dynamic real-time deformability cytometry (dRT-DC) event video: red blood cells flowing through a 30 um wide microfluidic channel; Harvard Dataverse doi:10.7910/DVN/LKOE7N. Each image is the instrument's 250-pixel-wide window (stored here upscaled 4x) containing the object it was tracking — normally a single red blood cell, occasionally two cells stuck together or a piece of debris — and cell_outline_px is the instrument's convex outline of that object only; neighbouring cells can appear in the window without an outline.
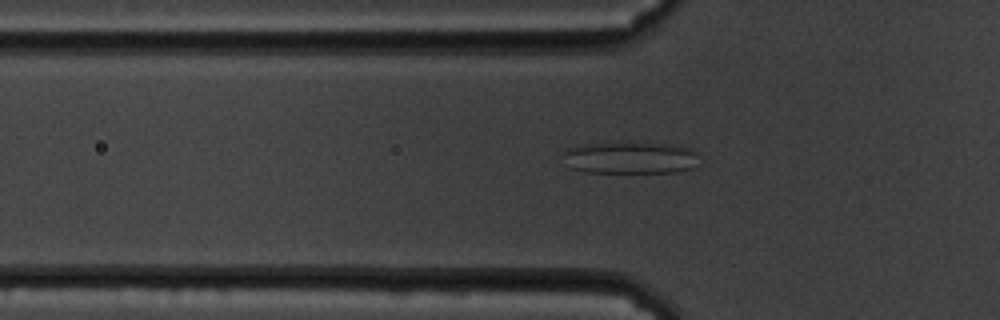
{"species": "common noctule bat (a hibernating species)", "species_latin": "Nyctalus noctula", "temperature_condition": "cold", "stored_images_in_passage": 49, "camera_frame_rate_fps": 3000, "um_per_image_px": 0.085, "animal": {"sex": "male", "body_mass_g": 19.5, "forearm_length_mm": 54.6}, "frame": {"image": 1, "passage_image": 13, "time_ms": 4.0, "image_size_px": [1000, 320], "cell_outline_px": [[700, 164], [692, 168], [676, 172], [584, 172], [572, 168], [560, 152], [568, 148], [600, 140], [640, 140], [692, 148]], "centroid_in_image_um": [53.54, 13.34], "position_along_channel_um": 72.3, "area_um2": 26.65}}
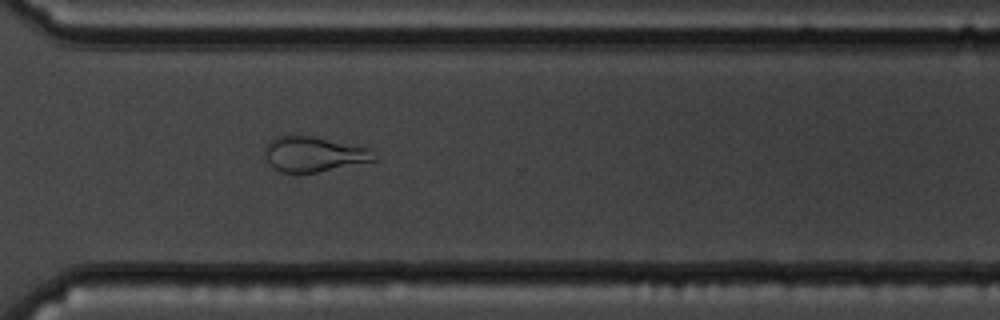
{"frame": {"image": 2, "passage_image": 37, "time_ms": 12.0, "image_size_px": [1000, 320], "cell_outline_px": [[376, 160], [316, 172], [280, 172], [272, 168], [268, 164], [264, 156], [264, 148], [268, 140], [272, 136], [292, 132], [372, 148], [376, 156]], "centroid_in_image_um": [26.58, 13.05], "position_along_channel_um": 344.0, "area_um2": 23.12}}
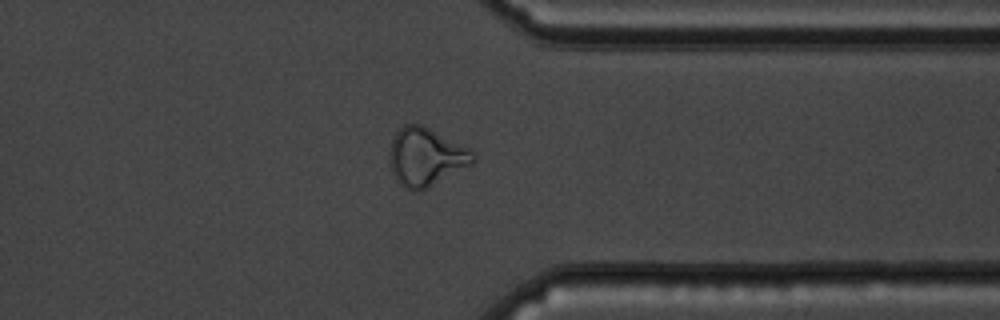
{"frame": {"image": 3, "passage_image": 40, "time_ms": 13.0, "image_size_px": [1000, 320], "cell_outline_px": [[476, 160], [472, 164], [420, 192], [412, 192], [404, 188], [396, 180], [392, 172], [392, 140], [396, 132], [404, 124], [420, 124], [476, 152]], "centroid_in_image_um": [36.23, 13.37], "position_along_channel_um": 375.2, "area_um2": 27.86}}